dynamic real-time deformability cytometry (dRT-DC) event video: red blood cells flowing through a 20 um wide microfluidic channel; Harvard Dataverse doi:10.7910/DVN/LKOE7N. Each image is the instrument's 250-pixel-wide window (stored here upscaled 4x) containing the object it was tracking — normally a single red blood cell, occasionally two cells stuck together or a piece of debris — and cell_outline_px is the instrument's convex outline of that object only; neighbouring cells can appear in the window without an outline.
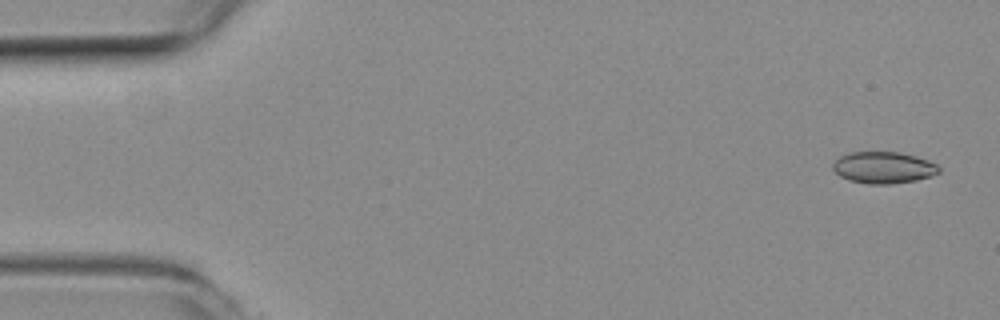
{"species": "common noctule bat (a hibernating species)", "species_latin": "Nyctalus noctula", "temperature_condition": "room temperature", "stored_images_in_passage": 55, "camera_frame_rate_fps": 3000, "um_per_image_px": 0.085, "animal": {"sex": "female", "body_mass_g": 19.3, "forearm_length_mm": 54.1}, "frame": {"image": 1, "passage_image": 2, "time_ms": 0.333, "image_size_px": [1000, 320], "cell_outline_px": [[940, 172], [932, 176], [916, 180], [892, 184], [868, 184], [848, 180], [840, 176], [832, 168], [832, 164], [840, 156], [848, 152], [900, 152], [916, 156], [928, 160], [936, 164], [940, 168]], "centroid_in_image_um": [75.1, 14.24], "position_along_channel_um": 9.9, "area_um2": 19.71}}
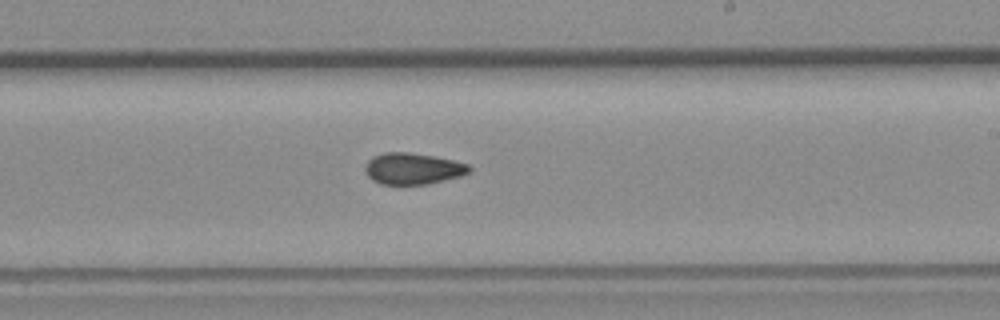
{"frame": {"image": 2, "passage_image": 32, "time_ms": 10.333, "image_size_px": [1000, 320], "cell_outline_px": [[472, 172], [460, 176], [428, 184], [380, 184], [372, 180], [364, 172], [364, 164], [372, 156], [384, 152], [408, 152], [436, 156], [468, 164], [472, 168]], "centroid_in_image_um": [35.07, 14.32], "position_along_channel_um": 253.9, "area_um2": 19.31}}
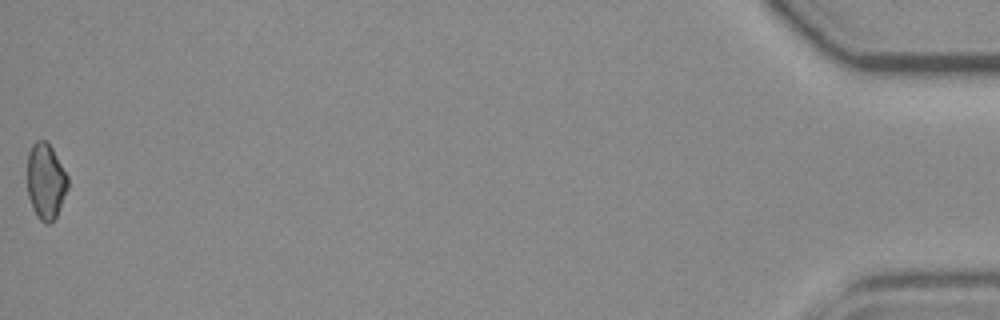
{"frame": {"image": 3, "passage_image": 55, "time_ms": 18.0, "image_size_px": [1000, 320], "cell_outline_px": [[68, 188], [56, 216], [48, 224], [44, 224], [36, 216], [32, 208], [28, 196], [28, 152], [32, 144], [36, 140], [48, 140], [68, 176]], "centroid_in_image_um": [3.89, 15.39], "position_along_channel_um": 431.3, "area_um2": 18.03}, "authors_computed_cell_mechanics": {"area_um2": 19.363, "velocity_mm_per_s": 3.7031, "shape_relaxation_time_tau1_ms": null, "shape_relaxation_time_tau2_ms": 4.1285, "deformation_change_tau1": null, "deformation_change_tau2": 0.0716}}